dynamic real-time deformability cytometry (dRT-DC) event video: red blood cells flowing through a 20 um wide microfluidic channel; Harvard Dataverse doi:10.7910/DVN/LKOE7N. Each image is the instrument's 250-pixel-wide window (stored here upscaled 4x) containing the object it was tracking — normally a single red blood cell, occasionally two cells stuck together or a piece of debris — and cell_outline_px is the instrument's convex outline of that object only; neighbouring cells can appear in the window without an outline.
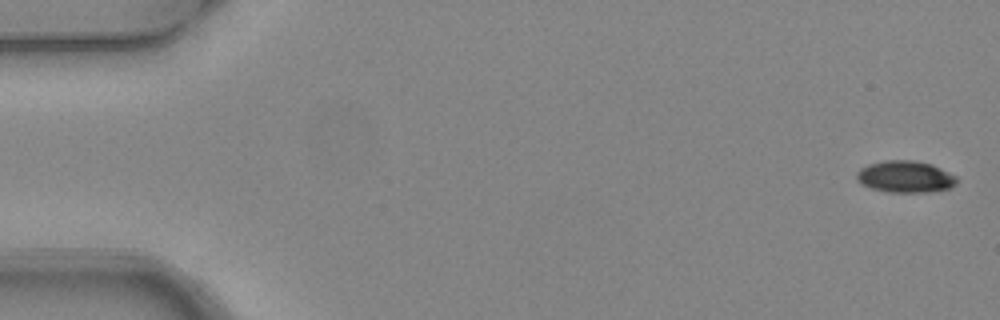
{"species": "common noctule bat (a hibernating species)", "species_latin": "Nyctalus noctula", "temperature_condition": "warm", "stored_images_in_passage": 4, "camera_frame_rate_fps": 3000, "um_per_image_px": 0.085, "animal": {"sex": "female", "body_mass_g": 24.6, "forearm_length_mm": 56.2}, "frame": {"image": 1, "passage_image": 1, "time_ms": 0.0, "image_size_px": [1000, 320], "cell_outline_px": [[960, 180], [956, 184], [948, 188], [928, 192], [888, 192], [872, 188], [860, 184], [856, 180], [856, 172], [860, 168], [868, 164], [884, 160], [912, 160], [932, 164], [956, 176]], "centroid_in_image_um": [76.93, 15.01], "position_along_channel_um": 8.1, "area_um2": 18.67}}